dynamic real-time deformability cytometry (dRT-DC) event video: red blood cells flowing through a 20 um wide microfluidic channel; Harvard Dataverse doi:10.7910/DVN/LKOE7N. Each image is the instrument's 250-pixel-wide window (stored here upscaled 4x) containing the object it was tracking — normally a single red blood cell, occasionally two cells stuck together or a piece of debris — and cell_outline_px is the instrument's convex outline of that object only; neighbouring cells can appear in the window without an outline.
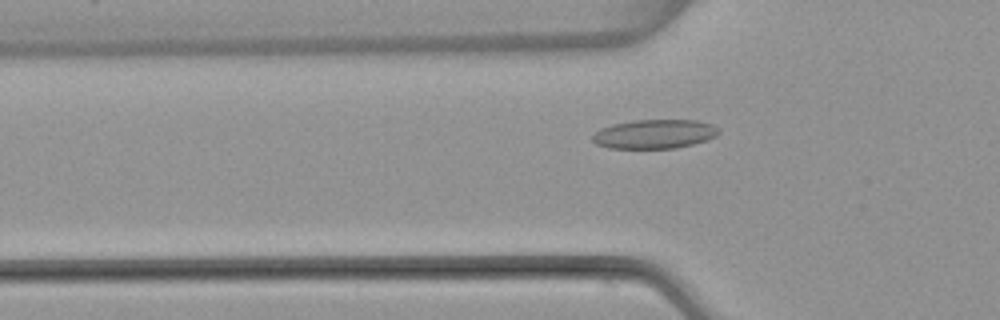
{"species": "common noctule bat (a hibernating species)", "species_latin": "Nyctalus noctula", "temperature_condition": "warm", "stored_images_in_passage": 45, "camera_frame_rate_fps": 3000, "um_per_image_px": 0.085, "animal": {"sex": "female", "body_mass_g": 22.7, "forearm_length_mm": 54.2}, "frame": {"image": 1, "passage_image": 10, "time_ms": 3.0, "image_size_px": [1000, 320], "cell_outline_px": [[720, 132], [716, 136], [708, 140], [676, 148], [608, 148], [596, 144], [592, 140], [592, 136], [600, 128], [612, 124], [632, 120], [696, 120], [712, 124], [720, 128]], "centroid_in_image_um": [55.65, 11.39], "position_along_channel_um": 70.2, "area_um2": 21.56}}
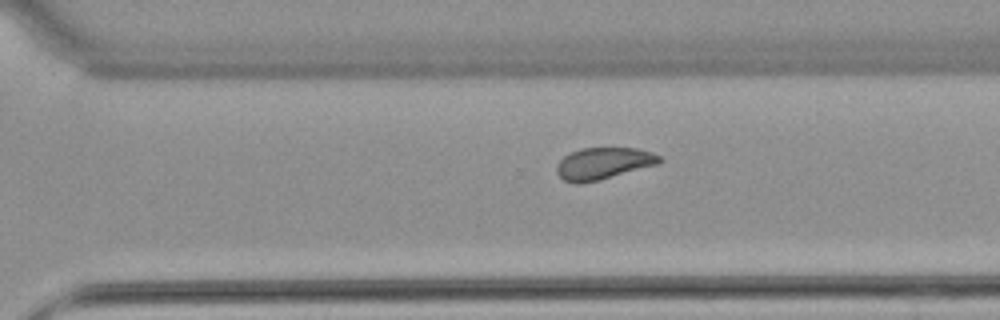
{"frame": {"image": 2, "passage_image": 29, "time_ms": 9.333, "image_size_px": [1000, 320], "cell_outline_px": [[664, 160], [660, 164], [600, 180], [580, 184], [576, 184], [564, 180], [556, 172], [556, 164], [564, 156], [580, 148], [636, 148], [652, 152], [660, 156]], "centroid_in_image_um": [51.31, 13.9], "position_along_channel_um": 319.3, "area_um2": 19.31}}
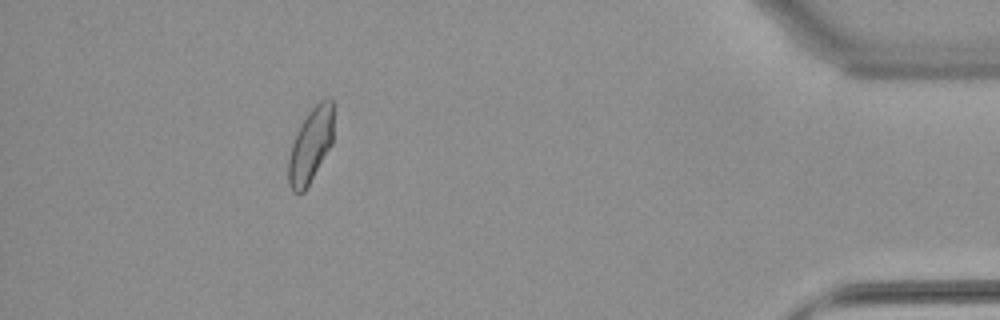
{"frame": {"image": 3, "passage_image": 40, "time_ms": 13.0, "image_size_px": [1000, 320], "cell_outline_px": [[332, 144], [304, 192], [292, 192], [288, 184], [288, 160], [292, 144], [296, 132], [300, 124], [308, 112], [320, 100], [328, 96], [332, 100]], "centroid_in_image_um": [26.38, 12.35], "position_along_channel_um": 408.8, "area_um2": 19.48}, "authors_computed_cell_mechanics": {"area_um2": 19.5364, "velocity_mm_per_s": 3.9312, "shape_relaxation_time_tau1_ms": 6.965, "shape_relaxation_time_tau2_ms": 1.4752, "deformation_change_tau1": 0.1328, "deformation_change_tau2": 0.0578}}